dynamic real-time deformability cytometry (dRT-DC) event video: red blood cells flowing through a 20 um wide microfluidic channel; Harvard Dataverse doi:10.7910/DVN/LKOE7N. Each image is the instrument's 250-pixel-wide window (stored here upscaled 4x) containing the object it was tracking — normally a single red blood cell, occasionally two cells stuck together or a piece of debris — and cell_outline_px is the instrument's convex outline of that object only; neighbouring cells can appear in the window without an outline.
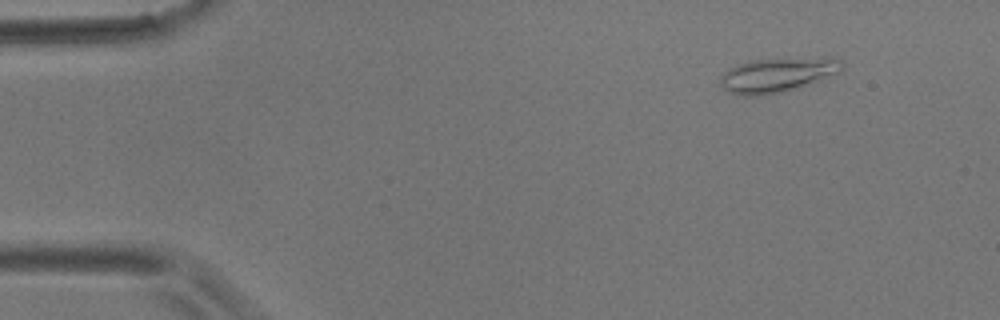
{"species": "common noctule bat (a hibernating species)", "species_latin": "Nyctalus noctula", "temperature_condition": "room temperature", "stored_images_in_passage": 4, "camera_frame_rate_fps": 3000, "um_per_image_px": 0.085, "animal": {"sex": "male", "body_mass_g": 17.9}, "frame": {"image": 1, "passage_image": 1, "time_ms": 0.0, "image_size_px": [1000, 320], "cell_outline_px": [[844, 68], [840, 72], [796, 88], [780, 92], [756, 96], [744, 96], [728, 92], [720, 84], [720, 76], [728, 68], [736, 64], [752, 60], [828, 56], [840, 60], [844, 64]], "centroid_in_image_um": [66.07, 6.34], "position_along_channel_um": 18.9, "area_um2": 24.62}}